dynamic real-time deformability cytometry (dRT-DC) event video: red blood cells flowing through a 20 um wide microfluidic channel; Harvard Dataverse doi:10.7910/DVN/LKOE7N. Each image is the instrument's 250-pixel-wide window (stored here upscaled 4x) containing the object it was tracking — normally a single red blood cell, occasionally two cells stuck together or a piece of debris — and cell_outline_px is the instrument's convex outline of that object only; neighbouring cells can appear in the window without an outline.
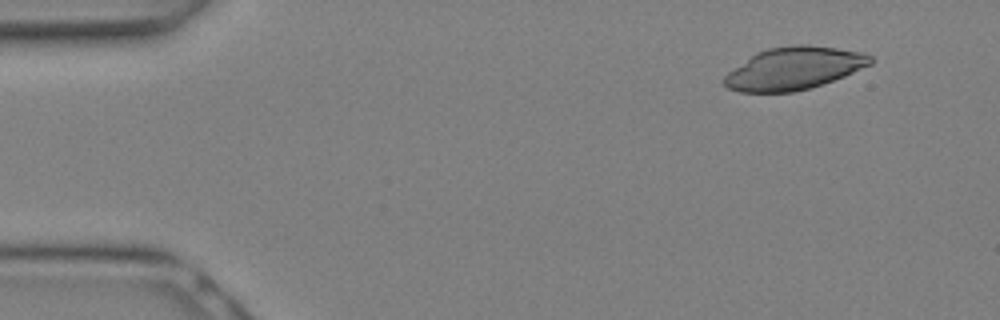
{"species": "Egyptian fruit bat (a non-hibernating species)", "species_latin": "Rousettus aegyptiacus", "temperature_condition": "warm", "stored_images_in_passage": 12, "camera_frame_rate_fps": 3000, "um_per_image_px": 0.085, "animal": {"sex": "female"}, "frame": {"image": 1, "passage_image": 3, "time_ms": 0.667, "image_size_px": [1000, 320], "cell_outline_px": [[872, 64], [844, 76], [808, 88], [792, 92], [740, 92], [728, 88], [720, 80], [728, 72], [756, 52], [768, 48], [792, 44], [808, 44], [864, 52], [872, 56]], "centroid_in_image_um": [67.47, 5.8], "position_along_channel_um": 17.5, "area_um2": 36.24}}